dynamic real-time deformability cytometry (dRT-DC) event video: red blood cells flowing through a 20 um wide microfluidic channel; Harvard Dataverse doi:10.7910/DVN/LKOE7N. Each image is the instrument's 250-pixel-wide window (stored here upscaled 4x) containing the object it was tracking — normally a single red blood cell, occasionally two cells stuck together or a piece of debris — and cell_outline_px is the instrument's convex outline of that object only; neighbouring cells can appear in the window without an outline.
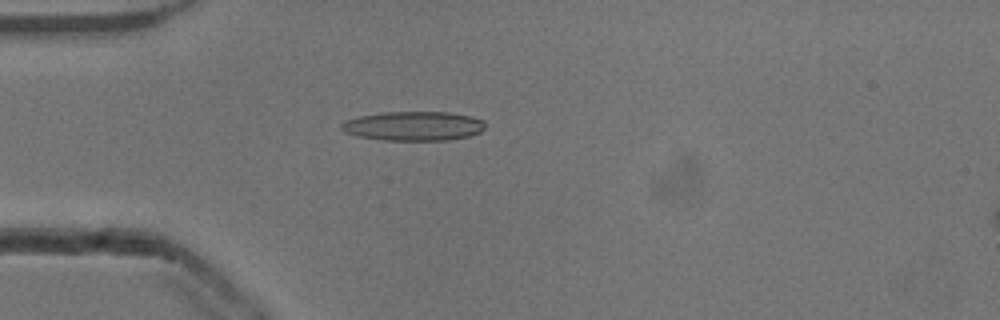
{"species": "common noctule bat (a hibernating species)", "species_latin": "Nyctalus noctula", "temperature_condition": "cold", "stored_images_in_passage": 53, "camera_frame_rate_fps": 3000, "um_per_image_px": 0.085, "animal": {"sex": "male", "body_mass_g": 13.3}, "frame": {"image": 1, "passage_image": 15, "time_ms": 4.667, "image_size_px": [1000, 320], "cell_outline_px": [[484, 128], [480, 132], [468, 136], [448, 140], [380, 140], [356, 136], [344, 132], [340, 128], [340, 124], [348, 120], [360, 116], [384, 112], [448, 112], [472, 116], [484, 120]], "centroid_in_image_um": [35.14, 10.71], "position_along_channel_um": 49.9, "area_um2": 24.57}}
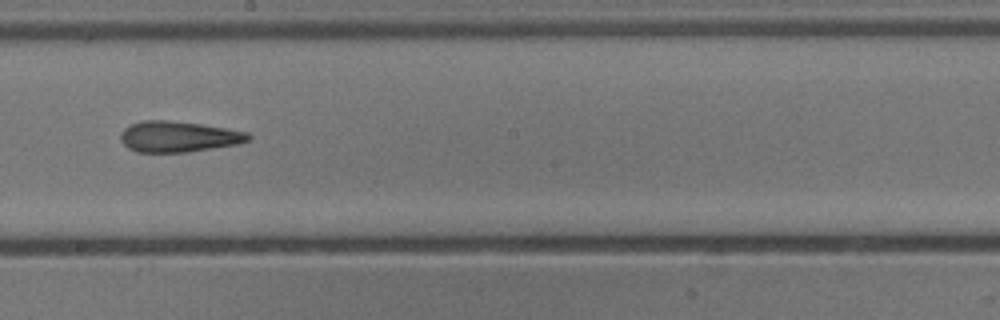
{"frame": {"image": 2, "passage_image": 30, "time_ms": 9.667, "image_size_px": [1000, 320], "cell_outline_px": [[252, 136], [248, 140], [236, 144], [188, 152], [136, 152], [128, 148], [120, 140], [120, 132], [124, 128], [140, 120], [168, 120], [200, 124], [248, 132]], "centroid_in_image_um": [15.12, 11.61], "position_along_channel_um": 233.1, "area_um2": 22.89}}
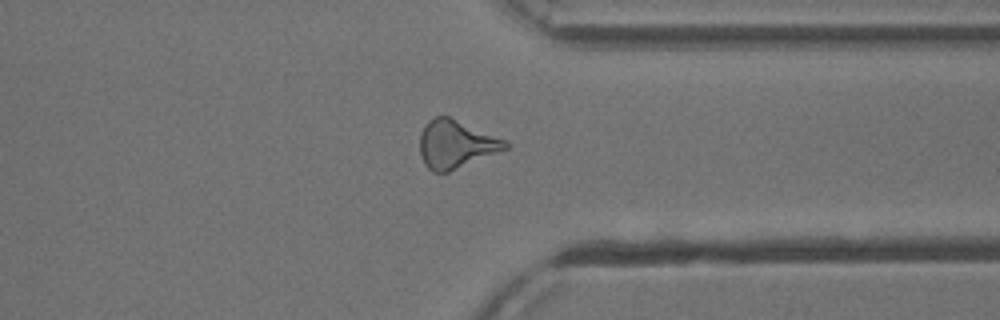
{"frame": {"image": 3, "passage_image": 41, "time_ms": 13.333, "image_size_px": [1000, 320], "cell_outline_px": [[512, 144], [508, 148], [448, 172], [432, 172], [424, 164], [420, 156], [420, 132], [424, 124], [428, 120], [436, 116], [448, 116], [508, 140]], "centroid_in_image_um": [38.75, 12.25], "position_along_channel_um": 372.7, "area_um2": 24.1}, "authors_computed_cell_mechanics": {"area_um2": 22.8888, "velocity_mm_per_s": 3.8904, "shape_relaxation_time_tau1_ms": 9.7601, "shape_relaxation_time_tau2_ms": 2.1632, "deformation_change_tau1": 0.2701, "deformation_change_tau2": 0.1393}}